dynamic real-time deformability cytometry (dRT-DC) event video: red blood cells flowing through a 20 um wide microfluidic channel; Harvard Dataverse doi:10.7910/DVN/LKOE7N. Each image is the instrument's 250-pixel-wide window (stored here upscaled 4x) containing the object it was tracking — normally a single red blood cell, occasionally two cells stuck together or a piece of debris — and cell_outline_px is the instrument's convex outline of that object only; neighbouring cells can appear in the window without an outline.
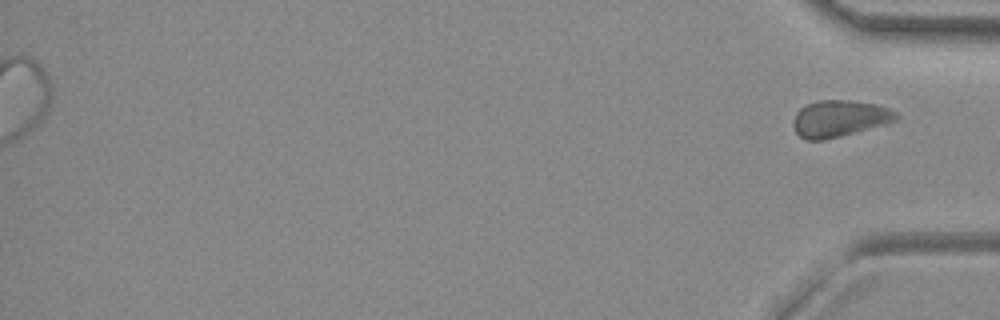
{"species": "common noctule bat (a hibernating species)", "species_latin": "Nyctalus noctula", "temperature_condition": "room temperature", "stored_images_in_passage": 49, "segment_of_instrument_passage": [2, 2], "camera_frame_rate_fps": 3000, "um_per_image_px": 0.085, "animal": {"sex": "female", "body_mass_g": 29.2, "forearm_length_mm": 56.3}, "frame": {"image": 1, "passage_image": 49, "time_ms": 16.0, "image_size_px": [1000, 320], "cell_outline_px": [[900, 116], [896, 120], [840, 136], [824, 140], [804, 140], [796, 132], [792, 124], [792, 120], [796, 112], [800, 108], [816, 100], [848, 100], [876, 104], [888, 108], [896, 112]], "centroid_in_image_um": [71.3, 10.07], "position_along_channel_um": 363.9, "area_um2": 21.79}}